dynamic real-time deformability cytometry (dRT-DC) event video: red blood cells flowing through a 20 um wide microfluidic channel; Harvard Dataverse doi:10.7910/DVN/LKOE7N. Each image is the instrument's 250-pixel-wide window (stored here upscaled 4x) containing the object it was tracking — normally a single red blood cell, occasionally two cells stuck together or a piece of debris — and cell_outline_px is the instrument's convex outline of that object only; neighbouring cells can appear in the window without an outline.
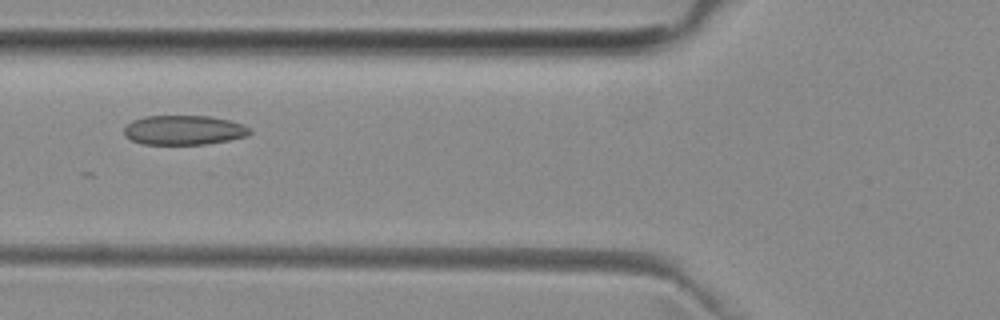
{"species": "common noctule bat (a hibernating species)", "species_latin": "Nyctalus noctula", "temperature_condition": "room temperature", "stored_images_in_passage": 18, "camera_frame_rate_fps": 3000, "um_per_image_px": 0.085, "animal": {"sex": "female", "body_mass_g": 29.2, "forearm_length_mm": 56.3}, "frame": {"image": 1, "passage_image": 12, "time_ms": 3.667, "image_size_px": [1000, 320], "cell_outline_px": [[252, 132], [248, 136], [228, 140], [204, 144], [144, 144], [132, 140], [124, 136], [124, 124], [132, 120], [144, 116], [212, 116], [244, 124], [252, 128]], "centroid_in_image_um": [15.63, 11.05], "position_along_channel_um": 110.2, "area_um2": 21.85}}
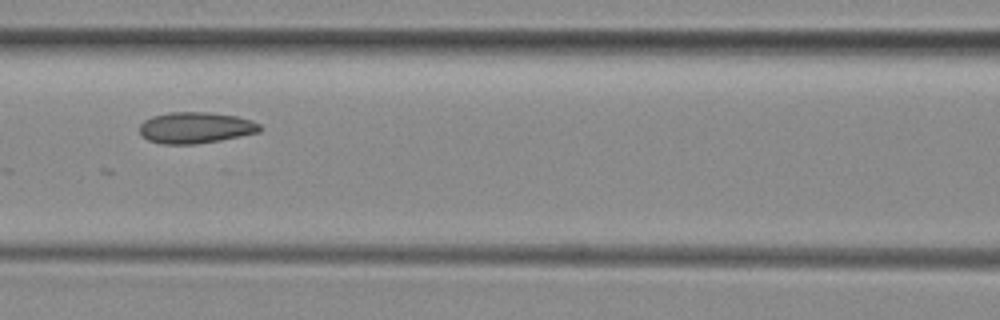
{"frame": {"image": 2, "passage_image": 15, "time_ms": 4.667, "image_size_px": [1000, 320], "cell_outline_px": [[264, 128], [260, 132], [220, 140], [196, 144], [160, 144], [148, 140], [140, 136], [140, 124], [144, 120], [152, 116], [168, 112], [208, 112], [236, 116], [252, 120], [260, 124]], "centroid_in_image_um": [16.62, 10.85], "position_along_channel_um": 150.0, "area_um2": 22.14}}
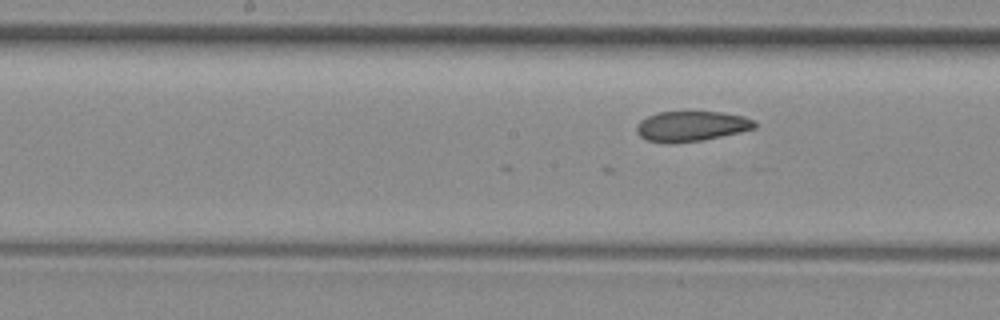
{"frame": {"image": 3, "passage_image": 18, "time_ms": 5.667, "image_size_px": [1000, 320], "cell_outline_px": [[756, 128], [740, 132], [700, 140], [668, 144], [648, 140], [640, 136], [636, 132], [636, 124], [640, 120], [656, 112], [720, 112], [744, 116], [756, 120]], "centroid_in_image_um": [58.75, 10.72], "position_along_channel_um": 189.4, "area_um2": 20.81}}